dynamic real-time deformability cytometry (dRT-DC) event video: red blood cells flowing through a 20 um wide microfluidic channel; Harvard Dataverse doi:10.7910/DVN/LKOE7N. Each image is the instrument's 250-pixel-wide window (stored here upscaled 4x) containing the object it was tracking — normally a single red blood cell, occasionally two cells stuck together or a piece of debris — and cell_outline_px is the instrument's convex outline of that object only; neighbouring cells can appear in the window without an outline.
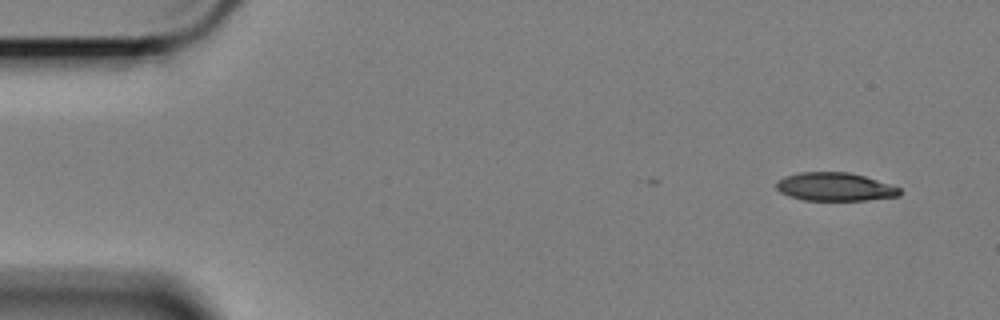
{"species": "Egyptian fruit bat (a non-hibernating species)", "species_latin": "Rousettus aegyptiacus", "temperature_condition": "cold", "stored_images_in_passage": 3, "camera_frame_rate_fps": 3000, "um_per_image_px": 0.085, "animal": {"sex": "female"}, "frame": {"image": 1, "passage_image": 1, "time_ms": 0.0, "image_size_px": [1000, 320], "cell_outline_px": [[900, 196], [868, 200], [804, 200], [788, 196], [780, 192], [776, 188], [776, 180], [784, 176], [800, 172], [848, 172], [864, 176], [900, 188]], "centroid_in_image_um": [70.92, 15.88], "position_along_channel_um": 14.1, "area_um2": 20.35}}